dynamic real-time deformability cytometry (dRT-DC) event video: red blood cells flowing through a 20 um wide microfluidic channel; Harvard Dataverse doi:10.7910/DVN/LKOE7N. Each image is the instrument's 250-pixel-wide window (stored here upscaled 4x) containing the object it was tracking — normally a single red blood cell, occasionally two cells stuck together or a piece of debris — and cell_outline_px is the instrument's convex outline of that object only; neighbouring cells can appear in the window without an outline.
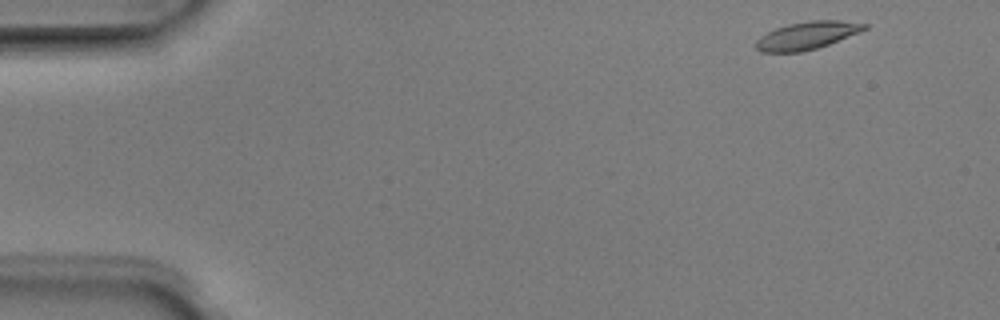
{"species": "Egyptian fruit bat (a non-hibernating species)", "species_latin": "Rousettus aegyptiacus", "temperature_condition": "room temperature", "stored_images_in_passage": 3, "camera_frame_rate_fps": 3000, "um_per_image_px": 0.085, "animal": {"sex": "male"}, "frame": {"image": 1, "passage_image": 1, "time_ms": 0.0, "image_size_px": [1000, 320], "cell_outline_px": [[868, 28], [860, 32], [828, 44], [816, 48], [800, 52], [760, 52], [756, 48], [756, 40], [760, 36], [776, 28], [788, 24], [812, 20], [840, 20], [868, 24]], "centroid_in_image_um": [68.6, 3.01], "position_along_channel_um": 16.4, "area_um2": 17.4}}